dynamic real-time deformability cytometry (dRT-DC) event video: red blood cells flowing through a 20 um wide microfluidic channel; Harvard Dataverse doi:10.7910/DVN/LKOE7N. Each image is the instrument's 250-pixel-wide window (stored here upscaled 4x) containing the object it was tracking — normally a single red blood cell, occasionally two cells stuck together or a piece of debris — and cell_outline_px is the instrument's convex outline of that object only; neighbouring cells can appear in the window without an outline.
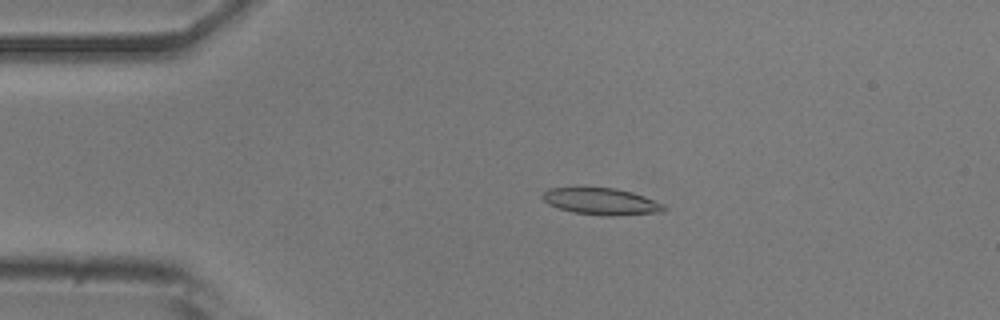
{"species": "common noctule bat (a hibernating species)", "species_latin": "Nyctalus noctula", "temperature_condition": "room temperature", "stored_images_in_passage": 52, "camera_frame_rate_fps": 3000, "um_per_image_px": 0.085, "animal": {"sex": "male", "body_mass_g": 20.5, "forearm_length_mm": 52.5}, "frame": {"image": 1, "passage_image": 11, "time_ms": 3.333, "image_size_px": [1000, 320], "cell_outline_px": [[668, 208], [660, 212], [620, 216], [604, 216], [572, 212], [548, 204], [540, 196], [548, 188], [576, 184], [616, 188], [632, 192], [644, 196], [664, 204]], "centroid_in_image_um": [51.04, 17.07], "position_along_channel_um": 34.0, "area_um2": 19.94}}
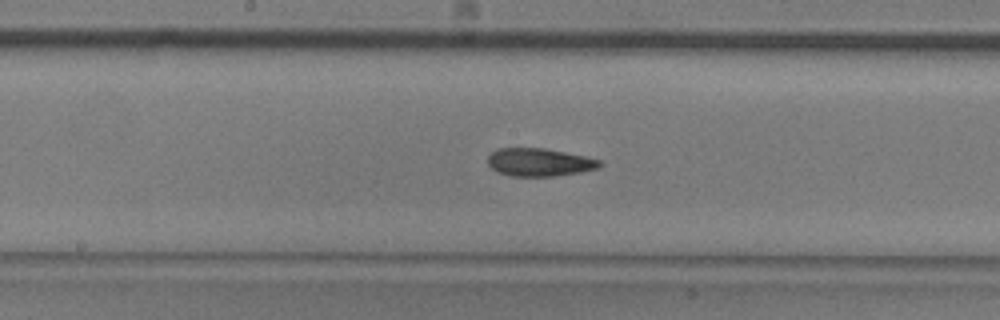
{"frame": {"image": 2, "passage_image": 27, "time_ms": 8.667, "image_size_px": [1000, 320], "cell_outline_px": [[604, 164], [600, 168], [580, 172], [552, 176], [512, 176], [496, 172], [488, 164], [488, 156], [496, 148], [544, 148], [584, 156], [600, 160]], "centroid_in_image_um": [45.84, 13.79], "position_along_channel_um": 202.4, "area_um2": 18.26}}
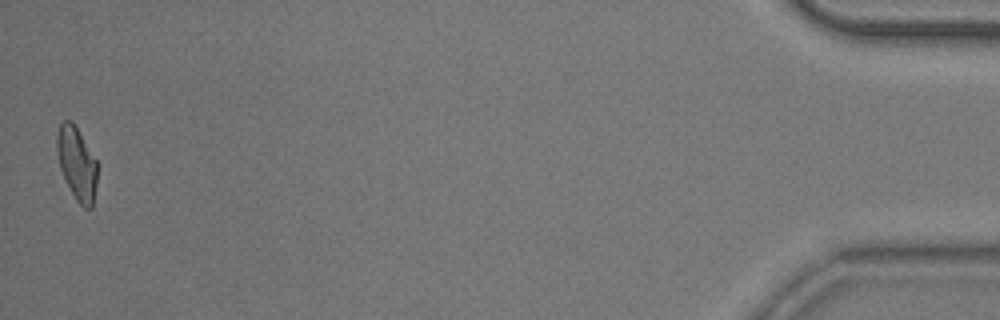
{"frame": {"image": 3, "passage_image": 52, "time_ms": 17.0, "image_size_px": [1000, 320], "cell_outline_px": [[96, 184], [92, 208], [84, 208], [76, 200], [60, 168], [56, 148], [56, 136], [60, 124], [64, 120], [72, 120], [96, 160]], "centroid_in_image_um": [6.51, 13.87], "position_along_channel_um": 428.7, "area_um2": 16.82}, "authors_computed_cell_mechanics": {"area_um2": 18.2937, "velocity_mm_per_s": 3.8515, "shape_relaxation_time_tau1_ms": 9.7739, "shape_relaxation_time_tau2_ms": 3.767, "deformation_change_tau1": 0.2136, "deformation_change_tau2": 0.1172}}